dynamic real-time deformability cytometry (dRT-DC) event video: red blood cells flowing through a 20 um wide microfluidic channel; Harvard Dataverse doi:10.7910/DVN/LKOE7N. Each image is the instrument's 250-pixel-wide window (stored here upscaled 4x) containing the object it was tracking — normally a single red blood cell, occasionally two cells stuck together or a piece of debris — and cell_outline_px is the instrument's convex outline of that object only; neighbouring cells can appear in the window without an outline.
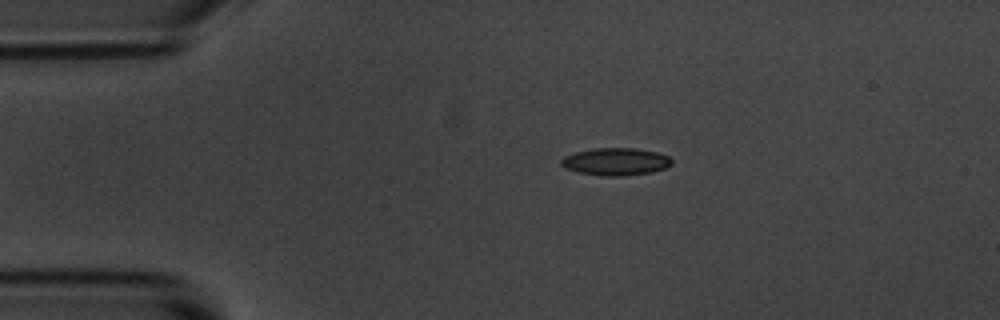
{"species": "common noctule bat (a hibernating species)", "species_latin": "Nyctalus noctula", "temperature_condition": "room temperature", "stored_images_in_passage": 5, "camera_frame_rate_fps": 3000, "um_per_image_px": 0.085, "animal": {"sex": "male", "body_mass_g": 20.1, "forearm_length_mm": 53.5}, "frame": {"image": 1, "passage_image": 2, "time_ms": 1.333, "image_size_px": [1000, 320], "cell_outline_px": [[672, 164], [664, 168], [652, 172], [620, 176], [604, 176], [576, 172], [564, 168], [560, 164], [560, 160], [564, 156], [576, 152], [596, 148], [636, 148], [656, 152], [668, 156], [672, 160]], "centroid_in_image_um": [52.3, 13.74], "position_along_channel_um": 32.7, "area_um2": 17.69}}
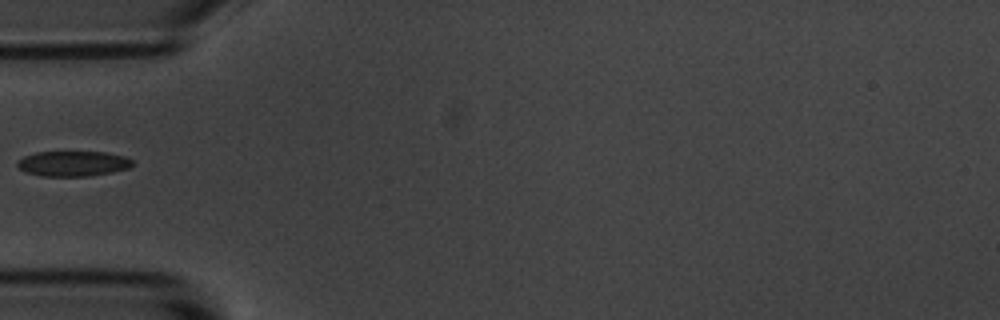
{"frame": {"image": 2, "passage_image": 4, "time_ms": 3.667, "image_size_px": [1000, 320], "cell_outline_px": [[132, 164], [128, 168], [112, 172], [88, 176], [44, 176], [24, 172], [16, 164], [24, 156], [36, 152], [104, 152], [124, 156], [132, 160]], "centroid_in_image_um": [6.19, 13.9], "position_along_channel_um": 78.8, "area_um2": 16.76}}